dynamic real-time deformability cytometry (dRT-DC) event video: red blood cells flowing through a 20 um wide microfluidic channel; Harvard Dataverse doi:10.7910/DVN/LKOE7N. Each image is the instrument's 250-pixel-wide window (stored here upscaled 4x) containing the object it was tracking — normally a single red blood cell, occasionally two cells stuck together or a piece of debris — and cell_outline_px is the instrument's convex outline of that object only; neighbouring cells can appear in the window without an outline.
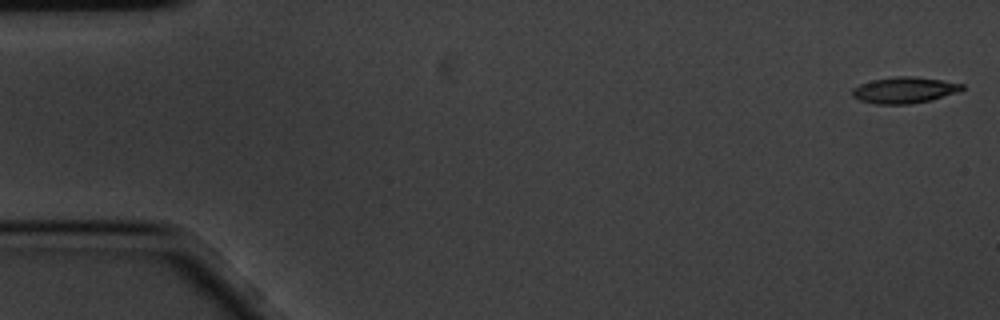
{"species": "common noctule bat (a hibernating species)", "species_latin": "Nyctalus noctula", "temperature_condition": "cold", "stored_images_in_passage": 5, "camera_frame_rate_fps": 3000, "um_per_image_px": 0.085, "animal": {"sex": "male", "body_mass_g": 20.1, "forearm_length_mm": 53.5}, "frame": {"image": 1, "passage_image": 1, "time_ms": 0.0, "image_size_px": [1000, 320], "cell_outline_px": [[964, 88], [960, 92], [932, 100], [908, 104], [876, 104], [860, 100], [852, 96], [852, 88], [860, 84], [872, 80], [896, 76], [912, 76], [940, 80], [964, 84]], "centroid_in_image_um": [76.88, 7.66], "position_along_channel_um": 8.1, "area_um2": 16.82}}